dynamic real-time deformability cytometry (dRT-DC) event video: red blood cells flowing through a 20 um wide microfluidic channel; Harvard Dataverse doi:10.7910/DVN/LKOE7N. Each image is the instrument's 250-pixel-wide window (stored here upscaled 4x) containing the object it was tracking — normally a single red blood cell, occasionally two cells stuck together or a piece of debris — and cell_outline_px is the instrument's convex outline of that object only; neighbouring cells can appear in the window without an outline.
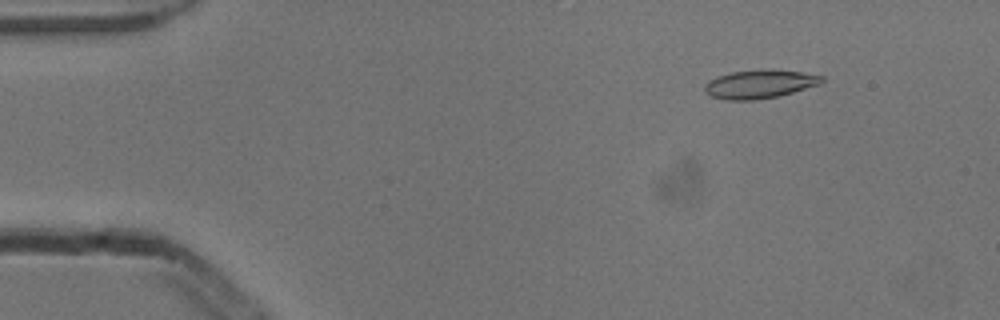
{"species": "common noctule bat (a hibernating species)", "species_latin": "Nyctalus noctula", "temperature_condition": "cold", "stored_images_in_passage": 5, "camera_frame_rate_fps": 3000, "um_per_image_px": 0.085, "animal": {"sex": "male", "body_mass_g": 13.3}, "frame": {"image": 1, "passage_image": 2, "time_ms": 0.333, "image_size_px": [1000, 320], "cell_outline_px": [[824, 80], [820, 84], [792, 92], [776, 96], [752, 100], [728, 100], [712, 96], [704, 92], [704, 84], [708, 80], [716, 76], [732, 72], [760, 68], [772, 68], [800, 72], [824, 76]], "centroid_in_image_um": [64.54, 7.12], "position_along_channel_um": 20.5, "area_um2": 19.65}}
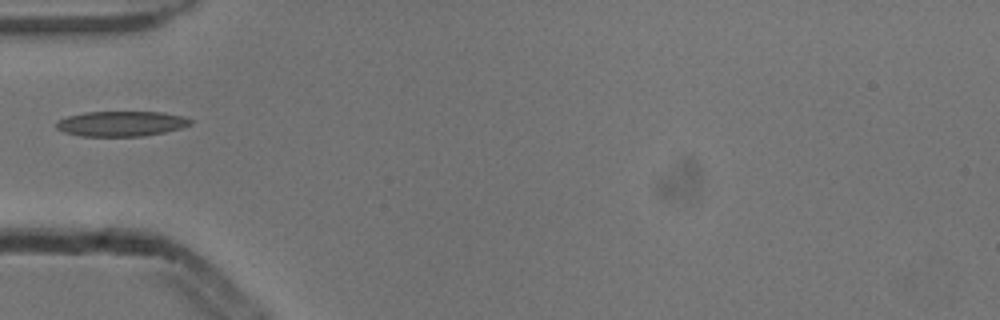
{"frame": {"image": 2, "passage_image": 5, "time_ms": 1.333, "image_size_px": [1000, 320], "cell_outline_px": [[192, 124], [180, 128], [164, 132], [144, 136], [80, 136], [64, 132], [56, 128], [56, 120], [68, 116], [84, 112], [160, 112], [184, 116], [192, 120]], "centroid_in_image_um": [10.29, 10.51], "position_along_channel_um": 74.7, "area_um2": 19.71}}